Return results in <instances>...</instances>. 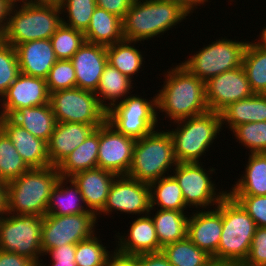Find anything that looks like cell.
Returning <instances> with one entry per match:
<instances>
[{"mask_svg": "<svg viewBox=\"0 0 266 266\" xmlns=\"http://www.w3.org/2000/svg\"><path fill=\"white\" fill-rule=\"evenodd\" d=\"M50 105L57 122H76L99 127L106 121L107 111L95 92L81 88L50 93Z\"/></svg>", "mask_w": 266, "mask_h": 266, "instance_id": "8fae6325", "label": "cell"}, {"mask_svg": "<svg viewBox=\"0 0 266 266\" xmlns=\"http://www.w3.org/2000/svg\"><path fill=\"white\" fill-rule=\"evenodd\" d=\"M157 212L151 218L154 222L159 245L163 248L165 245L177 242L187 236V221L189 215L185 212L176 210H162L158 208Z\"/></svg>", "mask_w": 266, "mask_h": 266, "instance_id": "1f68e13d", "label": "cell"}, {"mask_svg": "<svg viewBox=\"0 0 266 266\" xmlns=\"http://www.w3.org/2000/svg\"><path fill=\"white\" fill-rule=\"evenodd\" d=\"M70 61L75 69L76 88L96 92L108 64L106 46L85 41Z\"/></svg>", "mask_w": 266, "mask_h": 266, "instance_id": "ac0fdd59", "label": "cell"}, {"mask_svg": "<svg viewBox=\"0 0 266 266\" xmlns=\"http://www.w3.org/2000/svg\"><path fill=\"white\" fill-rule=\"evenodd\" d=\"M20 73L15 47L0 39V99Z\"/></svg>", "mask_w": 266, "mask_h": 266, "instance_id": "b9f144b4", "label": "cell"}, {"mask_svg": "<svg viewBox=\"0 0 266 266\" xmlns=\"http://www.w3.org/2000/svg\"><path fill=\"white\" fill-rule=\"evenodd\" d=\"M0 129L14 144L18 154L30 169L51 166L46 141L35 137L9 117L0 116Z\"/></svg>", "mask_w": 266, "mask_h": 266, "instance_id": "d6986e66", "label": "cell"}, {"mask_svg": "<svg viewBox=\"0 0 266 266\" xmlns=\"http://www.w3.org/2000/svg\"><path fill=\"white\" fill-rule=\"evenodd\" d=\"M207 45L188 60L180 63L204 82L223 72L242 66L248 42L221 38Z\"/></svg>", "mask_w": 266, "mask_h": 266, "instance_id": "9c48e42d", "label": "cell"}, {"mask_svg": "<svg viewBox=\"0 0 266 266\" xmlns=\"http://www.w3.org/2000/svg\"><path fill=\"white\" fill-rule=\"evenodd\" d=\"M242 67L254 94H266V49L258 41H248Z\"/></svg>", "mask_w": 266, "mask_h": 266, "instance_id": "d590c367", "label": "cell"}, {"mask_svg": "<svg viewBox=\"0 0 266 266\" xmlns=\"http://www.w3.org/2000/svg\"><path fill=\"white\" fill-rule=\"evenodd\" d=\"M84 35L87 42L104 46L121 42L124 40L122 19L96 7Z\"/></svg>", "mask_w": 266, "mask_h": 266, "instance_id": "f546056e", "label": "cell"}, {"mask_svg": "<svg viewBox=\"0 0 266 266\" xmlns=\"http://www.w3.org/2000/svg\"><path fill=\"white\" fill-rule=\"evenodd\" d=\"M222 233V214L215 207L211 210H200L189 215L187 237L210 256L217 253Z\"/></svg>", "mask_w": 266, "mask_h": 266, "instance_id": "ffe728a7", "label": "cell"}, {"mask_svg": "<svg viewBox=\"0 0 266 266\" xmlns=\"http://www.w3.org/2000/svg\"><path fill=\"white\" fill-rule=\"evenodd\" d=\"M241 266H266V227H256L249 255Z\"/></svg>", "mask_w": 266, "mask_h": 266, "instance_id": "f6af8a7d", "label": "cell"}, {"mask_svg": "<svg viewBox=\"0 0 266 266\" xmlns=\"http://www.w3.org/2000/svg\"><path fill=\"white\" fill-rule=\"evenodd\" d=\"M134 95L119 100L107 110L106 121L121 134L138 140L156 130L159 114L156 94L149 101L142 96Z\"/></svg>", "mask_w": 266, "mask_h": 266, "instance_id": "30bf717a", "label": "cell"}, {"mask_svg": "<svg viewBox=\"0 0 266 266\" xmlns=\"http://www.w3.org/2000/svg\"><path fill=\"white\" fill-rule=\"evenodd\" d=\"M99 143L100 126L57 166L59 175L70 178L76 173L98 167Z\"/></svg>", "mask_w": 266, "mask_h": 266, "instance_id": "83f0119b", "label": "cell"}, {"mask_svg": "<svg viewBox=\"0 0 266 266\" xmlns=\"http://www.w3.org/2000/svg\"><path fill=\"white\" fill-rule=\"evenodd\" d=\"M259 44L266 49V27H264L260 33V38L258 40Z\"/></svg>", "mask_w": 266, "mask_h": 266, "instance_id": "9f6ffc18", "label": "cell"}, {"mask_svg": "<svg viewBox=\"0 0 266 266\" xmlns=\"http://www.w3.org/2000/svg\"><path fill=\"white\" fill-rule=\"evenodd\" d=\"M135 43L137 42L122 40L106 46L108 64L128 76L131 80L133 79L132 76L139 73L138 71L145 63L142 52L134 47Z\"/></svg>", "mask_w": 266, "mask_h": 266, "instance_id": "e575fe53", "label": "cell"}, {"mask_svg": "<svg viewBox=\"0 0 266 266\" xmlns=\"http://www.w3.org/2000/svg\"><path fill=\"white\" fill-rule=\"evenodd\" d=\"M28 3H43V4H57L59 5L61 0H24Z\"/></svg>", "mask_w": 266, "mask_h": 266, "instance_id": "11a10c76", "label": "cell"}, {"mask_svg": "<svg viewBox=\"0 0 266 266\" xmlns=\"http://www.w3.org/2000/svg\"><path fill=\"white\" fill-rule=\"evenodd\" d=\"M254 220L256 227H266L265 196H231Z\"/></svg>", "mask_w": 266, "mask_h": 266, "instance_id": "ee69618b", "label": "cell"}, {"mask_svg": "<svg viewBox=\"0 0 266 266\" xmlns=\"http://www.w3.org/2000/svg\"><path fill=\"white\" fill-rule=\"evenodd\" d=\"M59 7L68 17L67 21L62 18V23L84 33L97 5L96 0H61Z\"/></svg>", "mask_w": 266, "mask_h": 266, "instance_id": "f35d334b", "label": "cell"}, {"mask_svg": "<svg viewBox=\"0 0 266 266\" xmlns=\"http://www.w3.org/2000/svg\"><path fill=\"white\" fill-rule=\"evenodd\" d=\"M51 266H77L76 263L53 262Z\"/></svg>", "mask_w": 266, "mask_h": 266, "instance_id": "6f0895ef", "label": "cell"}, {"mask_svg": "<svg viewBox=\"0 0 266 266\" xmlns=\"http://www.w3.org/2000/svg\"><path fill=\"white\" fill-rule=\"evenodd\" d=\"M173 3H176L180 5L185 11H187L189 14L194 12L195 9L198 8V6L204 5V3L209 0H170ZM195 7V8H194Z\"/></svg>", "mask_w": 266, "mask_h": 266, "instance_id": "f5cc1de1", "label": "cell"}, {"mask_svg": "<svg viewBox=\"0 0 266 266\" xmlns=\"http://www.w3.org/2000/svg\"><path fill=\"white\" fill-rule=\"evenodd\" d=\"M162 252L172 266H215L212 256L199 249L187 236L165 245Z\"/></svg>", "mask_w": 266, "mask_h": 266, "instance_id": "836d02e7", "label": "cell"}, {"mask_svg": "<svg viewBox=\"0 0 266 266\" xmlns=\"http://www.w3.org/2000/svg\"><path fill=\"white\" fill-rule=\"evenodd\" d=\"M97 216L92 212L75 215H45L42 223L41 248L47 250L64 244H77L95 234Z\"/></svg>", "mask_w": 266, "mask_h": 266, "instance_id": "4fadbf2b", "label": "cell"}, {"mask_svg": "<svg viewBox=\"0 0 266 266\" xmlns=\"http://www.w3.org/2000/svg\"><path fill=\"white\" fill-rule=\"evenodd\" d=\"M172 176L178 182L186 207L194 206L196 209L217 205L228 193L222 190L217 193L215 183L210 174L215 169L210 167L207 171L201 161L197 163H177L173 168ZM210 172V173H209ZM208 206V207H207Z\"/></svg>", "mask_w": 266, "mask_h": 266, "instance_id": "7c38bea8", "label": "cell"}, {"mask_svg": "<svg viewBox=\"0 0 266 266\" xmlns=\"http://www.w3.org/2000/svg\"><path fill=\"white\" fill-rule=\"evenodd\" d=\"M95 129L93 125L84 123L57 122L54 132L47 142V152L51 166L57 167Z\"/></svg>", "mask_w": 266, "mask_h": 266, "instance_id": "603a6c76", "label": "cell"}, {"mask_svg": "<svg viewBox=\"0 0 266 266\" xmlns=\"http://www.w3.org/2000/svg\"><path fill=\"white\" fill-rule=\"evenodd\" d=\"M165 81L156 95L157 112L177 122L209 111L205 82L191 74L180 63L165 72Z\"/></svg>", "mask_w": 266, "mask_h": 266, "instance_id": "6da1fadb", "label": "cell"}, {"mask_svg": "<svg viewBox=\"0 0 266 266\" xmlns=\"http://www.w3.org/2000/svg\"><path fill=\"white\" fill-rule=\"evenodd\" d=\"M135 258L137 266H172L162 251L139 254Z\"/></svg>", "mask_w": 266, "mask_h": 266, "instance_id": "c3c4849f", "label": "cell"}, {"mask_svg": "<svg viewBox=\"0 0 266 266\" xmlns=\"http://www.w3.org/2000/svg\"><path fill=\"white\" fill-rule=\"evenodd\" d=\"M105 266H137L135 256H127L120 254L114 250L113 254L108 258Z\"/></svg>", "mask_w": 266, "mask_h": 266, "instance_id": "f907efd6", "label": "cell"}, {"mask_svg": "<svg viewBox=\"0 0 266 266\" xmlns=\"http://www.w3.org/2000/svg\"><path fill=\"white\" fill-rule=\"evenodd\" d=\"M128 76L122 74L119 70L107 64L101 75L99 86L95 92L99 103L107 111L117 104L119 99L131 95L133 82ZM132 82V83H131ZM108 100V104L106 103Z\"/></svg>", "mask_w": 266, "mask_h": 266, "instance_id": "4dcf8cb0", "label": "cell"}, {"mask_svg": "<svg viewBox=\"0 0 266 266\" xmlns=\"http://www.w3.org/2000/svg\"><path fill=\"white\" fill-rule=\"evenodd\" d=\"M150 214V215H149ZM149 214L138 217L132 221L127 234L117 236L119 241L115 247V251L127 255L136 256L144 253L162 251L159 245L154 222L151 218V210ZM126 235V236H125Z\"/></svg>", "mask_w": 266, "mask_h": 266, "instance_id": "7402d4cb", "label": "cell"}, {"mask_svg": "<svg viewBox=\"0 0 266 266\" xmlns=\"http://www.w3.org/2000/svg\"><path fill=\"white\" fill-rule=\"evenodd\" d=\"M46 84L50 93L76 88V75L72 62L57 60L48 73Z\"/></svg>", "mask_w": 266, "mask_h": 266, "instance_id": "7bdbcfd3", "label": "cell"}, {"mask_svg": "<svg viewBox=\"0 0 266 266\" xmlns=\"http://www.w3.org/2000/svg\"><path fill=\"white\" fill-rule=\"evenodd\" d=\"M15 50L20 72L29 76L46 79L57 61L50 39L18 44Z\"/></svg>", "mask_w": 266, "mask_h": 266, "instance_id": "cb8c5ba5", "label": "cell"}, {"mask_svg": "<svg viewBox=\"0 0 266 266\" xmlns=\"http://www.w3.org/2000/svg\"><path fill=\"white\" fill-rule=\"evenodd\" d=\"M115 173L99 167L76 173L71 176L80 190L86 208L97 217L104 209L111 185L117 177Z\"/></svg>", "mask_w": 266, "mask_h": 266, "instance_id": "44dd1931", "label": "cell"}, {"mask_svg": "<svg viewBox=\"0 0 266 266\" xmlns=\"http://www.w3.org/2000/svg\"><path fill=\"white\" fill-rule=\"evenodd\" d=\"M232 132L250 153H266V121L238 125Z\"/></svg>", "mask_w": 266, "mask_h": 266, "instance_id": "60d3db41", "label": "cell"}, {"mask_svg": "<svg viewBox=\"0 0 266 266\" xmlns=\"http://www.w3.org/2000/svg\"><path fill=\"white\" fill-rule=\"evenodd\" d=\"M205 90L209 111L219 113L229 104L254 95L242 66L210 78Z\"/></svg>", "mask_w": 266, "mask_h": 266, "instance_id": "9a60e30c", "label": "cell"}, {"mask_svg": "<svg viewBox=\"0 0 266 266\" xmlns=\"http://www.w3.org/2000/svg\"><path fill=\"white\" fill-rule=\"evenodd\" d=\"M29 169L18 154L14 144L0 129V180L7 184Z\"/></svg>", "mask_w": 266, "mask_h": 266, "instance_id": "8d00e7d4", "label": "cell"}, {"mask_svg": "<svg viewBox=\"0 0 266 266\" xmlns=\"http://www.w3.org/2000/svg\"><path fill=\"white\" fill-rule=\"evenodd\" d=\"M50 41L57 60H70L86 40L83 32L62 23Z\"/></svg>", "mask_w": 266, "mask_h": 266, "instance_id": "74e56055", "label": "cell"}, {"mask_svg": "<svg viewBox=\"0 0 266 266\" xmlns=\"http://www.w3.org/2000/svg\"><path fill=\"white\" fill-rule=\"evenodd\" d=\"M68 182L71 183L70 186H67ZM85 207L82 194L75 182L60 176L50 195L46 215L67 216L89 212Z\"/></svg>", "mask_w": 266, "mask_h": 266, "instance_id": "d4e9b609", "label": "cell"}, {"mask_svg": "<svg viewBox=\"0 0 266 266\" xmlns=\"http://www.w3.org/2000/svg\"><path fill=\"white\" fill-rule=\"evenodd\" d=\"M0 266H38L33 260L20 256L15 252L0 250Z\"/></svg>", "mask_w": 266, "mask_h": 266, "instance_id": "681fc988", "label": "cell"}, {"mask_svg": "<svg viewBox=\"0 0 266 266\" xmlns=\"http://www.w3.org/2000/svg\"><path fill=\"white\" fill-rule=\"evenodd\" d=\"M186 16L189 13L170 0H134L122 20L124 40L139 43L158 37Z\"/></svg>", "mask_w": 266, "mask_h": 266, "instance_id": "3957f363", "label": "cell"}, {"mask_svg": "<svg viewBox=\"0 0 266 266\" xmlns=\"http://www.w3.org/2000/svg\"><path fill=\"white\" fill-rule=\"evenodd\" d=\"M9 118L35 137L46 142L49 141L57 123L50 103L42 106L23 107L13 112Z\"/></svg>", "mask_w": 266, "mask_h": 266, "instance_id": "4316f807", "label": "cell"}, {"mask_svg": "<svg viewBox=\"0 0 266 266\" xmlns=\"http://www.w3.org/2000/svg\"><path fill=\"white\" fill-rule=\"evenodd\" d=\"M133 1L134 0H96V5L123 20Z\"/></svg>", "mask_w": 266, "mask_h": 266, "instance_id": "bcb514c9", "label": "cell"}, {"mask_svg": "<svg viewBox=\"0 0 266 266\" xmlns=\"http://www.w3.org/2000/svg\"><path fill=\"white\" fill-rule=\"evenodd\" d=\"M135 141L105 121L100 125L98 167L118 176L127 175L132 163Z\"/></svg>", "mask_w": 266, "mask_h": 266, "instance_id": "2e32d148", "label": "cell"}, {"mask_svg": "<svg viewBox=\"0 0 266 266\" xmlns=\"http://www.w3.org/2000/svg\"><path fill=\"white\" fill-rule=\"evenodd\" d=\"M43 217L38 215H16L6 213L0 218V250L15 252L33 260L38 266L43 256L41 248Z\"/></svg>", "mask_w": 266, "mask_h": 266, "instance_id": "ba28073f", "label": "cell"}, {"mask_svg": "<svg viewBox=\"0 0 266 266\" xmlns=\"http://www.w3.org/2000/svg\"><path fill=\"white\" fill-rule=\"evenodd\" d=\"M60 175L55 166L31 168L7 183V213L44 217Z\"/></svg>", "mask_w": 266, "mask_h": 266, "instance_id": "5b68a950", "label": "cell"}, {"mask_svg": "<svg viewBox=\"0 0 266 266\" xmlns=\"http://www.w3.org/2000/svg\"><path fill=\"white\" fill-rule=\"evenodd\" d=\"M11 0H0V38L3 35L10 9L13 6Z\"/></svg>", "mask_w": 266, "mask_h": 266, "instance_id": "816d5d0a", "label": "cell"}, {"mask_svg": "<svg viewBox=\"0 0 266 266\" xmlns=\"http://www.w3.org/2000/svg\"><path fill=\"white\" fill-rule=\"evenodd\" d=\"M150 205L162 210L184 211L187 207L183 198L182 190L172 175L160 178L149 184Z\"/></svg>", "mask_w": 266, "mask_h": 266, "instance_id": "d6a6232c", "label": "cell"}, {"mask_svg": "<svg viewBox=\"0 0 266 266\" xmlns=\"http://www.w3.org/2000/svg\"><path fill=\"white\" fill-rule=\"evenodd\" d=\"M7 213V184L0 180V218Z\"/></svg>", "mask_w": 266, "mask_h": 266, "instance_id": "db71d44e", "label": "cell"}, {"mask_svg": "<svg viewBox=\"0 0 266 266\" xmlns=\"http://www.w3.org/2000/svg\"><path fill=\"white\" fill-rule=\"evenodd\" d=\"M222 127L228 124L232 131L236 126L266 121V94H254L229 104L220 112Z\"/></svg>", "mask_w": 266, "mask_h": 266, "instance_id": "484cf974", "label": "cell"}, {"mask_svg": "<svg viewBox=\"0 0 266 266\" xmlns=\"http://www.w3.org/2000/svg\"><path fill=\"white\" fill-rule=\"evenodd\" d=\"M172 123L177 124V128L171 131L168 129V132L173 139L174 155L178 163L199 162L223 130L220 113L214 111Z\"/></svg>", "mask_w": 266, "mask_h": 266, "instance_id": "52a82bcc", "label": "cell"}, {"mask_svg": "<svg viewBox=\"0 0 266 266\" xmlns=\"http://www.w3.org/2000/svg\"><path fill=\"white\" fill-rule=\"evenodd\" d=\"M49 102L46 79L20 73L0 99V116L9 117L23 107L42 106Z\"/></svg>", "mask_w": 266, "mask_h": 266, "instance_id": "e0dca14e", "label": "cell"}, {"mask_svg": "<svg viewBox=\"0 0 266 266\" xmlns=\"http://www.w3.org/2000/svg\"><path fill=\"white\" fill-rule=\"evenodd\" d=\"M248 161L240 179L227 190L230 196L266 195V153H248Z\"/></svg>", "mask_w": 266, "mask_h": 266, "instance_id": "f1b7e54d", "label": "cell"}, {"mask_svg": "<svg viewBox=\"0 0 266 266\" xmlns=\"http://www.w3.org/2000/svg\"><path fill=\"white\" fill-rule=\"evenodd\" d=\"M158 130L135 141L128 177L151 184L177 165L171 134Z\"/></svg>", "mask_w": 266, "mask_h": 266, "instance_id": "8992f818", "label": "cell"}, {"mask_svg": "<svg viewBox=\"0 0 266 266\" xmlns=\"http://www.w3.org/2000/svg\"><path fill=\"white\" fill-rule=\"evenodd\" d=\"M76 244H64L60 247L47 250L44 255L51 257L52 262L75 263Z\"/></svg>", "mask_w": 266, "mask_h": 266, "instance_id": "7dc6e473", "label": "cell"}, {"mask_svg": "<svg viewBox=\"0 0 266 266\" xmlns=\"http://www.w3.org/2000/svg\"><path fill=\"white\" fill-rule=\"evenodd\" d=\"M101 242L96 234L78 242L75 251L77 266H105L113 253H110Z\"/></svg>", "mask_w": 266, "mask_h": 266, "instance_id": "ab89813d", "label": "cell"}, {"mask_svg": "<svg viewBox=\"0 0 266 266\" xmlns=\"http://www.w3.org/2000/svg\"><path fill=\"white\" fill-rule=\"evenodd\" d=\"M20 5V6H19ZM19 6V7H18ZM59 5L15 3L10 9L2 41L15 47L28 41L50 39L62 24Z\"/></svg>", "mask_w": 266, "mask_h": 266, "instance_id": "277c9868", "label": "cell"}, {"mask_svg": "<svg viewBox=\"0 0 266 266\" xmlns=\"http://www.w3.org/2000/svg\"><path fill=\"white\" fill-rule=\"evenodd\" d=\"M11 1L15 4V3H20V2H22L24 0H11Z\"/></svg>", "mask_w": 266, "mask_h": 266, "instance_id": "680465c9", "label": "cell"}, {"mask_svg": "<svg viewBox=\"0 0 266 266\" xmlns=\"http://www.w3.org/2000/svg\"><path fill=\"white\" fill-rule=\"evenodd\" d=\"M215 207L222 214V233L212 259L215 265L241 266L249 255L256 224L229 194Z\"/></svg>", "mask_w": 266, "mask_h": 266, "instance_id": "7a4b0ae2", "label": "cell"}, {"mask_svg": "<svg viewBox=\"0 0 266 266\" xmlns=\"http://www.w3.org/2000/svg\"><path fill=\"white\" fill-rule=\"evenodd\" d=\"M150 208L149 184L119 175L114 179L104 209L99 214L109 215L115 210L140 216L149 214Z\"/></svg>", "mask_w": 266, "mask_h": 266, "instance_id": "5bb4252c", "label": "cell"}]
</instances>
